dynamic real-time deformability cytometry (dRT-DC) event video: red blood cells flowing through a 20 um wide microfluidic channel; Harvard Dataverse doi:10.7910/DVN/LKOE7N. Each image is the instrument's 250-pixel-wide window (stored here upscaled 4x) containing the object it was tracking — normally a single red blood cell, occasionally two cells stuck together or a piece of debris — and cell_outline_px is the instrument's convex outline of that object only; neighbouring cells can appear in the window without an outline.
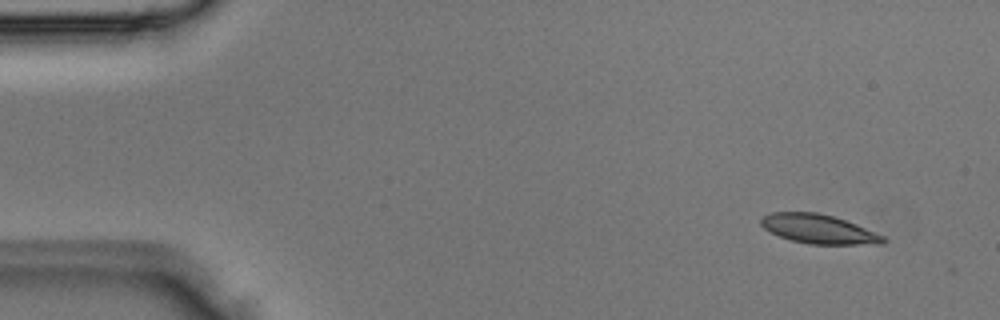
{"species": "Egyptian fruit bat (a non-hibernating species)", "species_latin": "Rousettus aegyptiacus", "temperature_condition": "room temperature", "stored_images_in_passage": 3, "camera_frame_rate_fps": 3000, "um_per_image_px": 0.085, "animal": {"sex": "male"}, "frame": {"image": 1, "passage_image": 1, "time_ms": 0.0, "image_size_px": [1000, 320], "cell_outline_px": [[888, 240], [880, 244], [808, 244], [792, 240], [780, 236], [764, 228], [760, 224], [760, 220], [764, 216], [772, 212], [816, 212], [832, 216], [856, 224], [884, 236]], "centroid_in_image_um": [69.59, 19.47], "position_along_channel_um": 15.4, "area_um2": 20.52}}
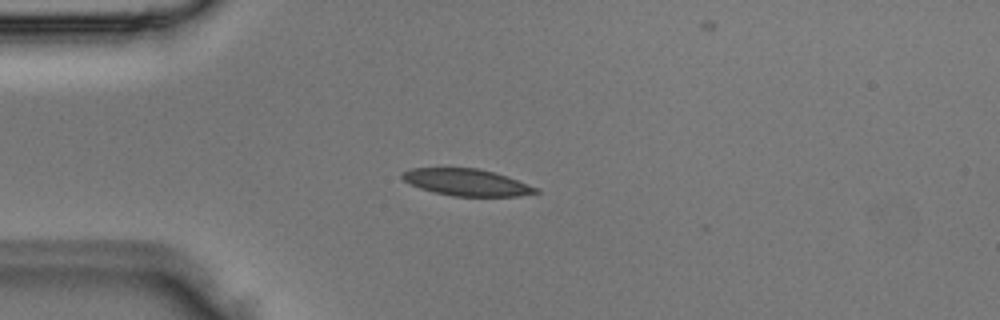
{"frame": {"image": 2, "passage_image": 2, "time_ms": 0.333, "image_size_px": [1000, 320], "cell_outline_px": [[540, 192], [520, 196], [452, 196], [420, 188], [408, 184], [400, 176], [408, 168], [476, 168], [492, 172], [540, 188]], "centroid_in_image_um": [39.65, 15.5], "position_along_channel_um": 45.4, "area_um2": 20.69}}